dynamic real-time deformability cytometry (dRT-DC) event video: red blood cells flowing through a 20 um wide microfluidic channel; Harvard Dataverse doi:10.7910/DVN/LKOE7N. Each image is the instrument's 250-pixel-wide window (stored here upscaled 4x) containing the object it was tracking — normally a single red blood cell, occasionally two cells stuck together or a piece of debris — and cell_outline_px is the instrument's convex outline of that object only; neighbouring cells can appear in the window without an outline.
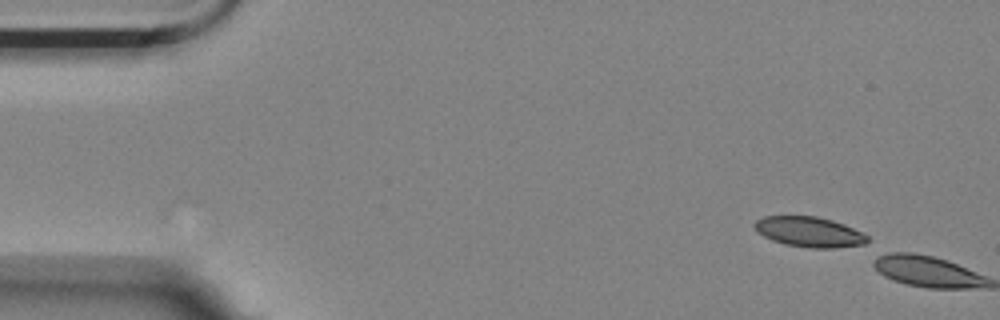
{"species": "Egyptian fruit bat (a non-hibernating species)", "species_latin": "Rousettus aegyptiacus", "temperature_condition": "room temperature", "stored_images_in_passage": 2, "camera_frame_rate_fps": 3000, "um_per_image_px": 0.085, "animal": {"sex": "female"}, "frame": {"image": 1, "passage_image": 1, "time_ms": 0.0, "image_size_px": [1000, 320], "cell_outline_px": [[868, 248], [808, 248], [784, 244], [772, 240], [756, 232], [752, 224], [756, 220], [764, 216], [816, 216], [832, 220], [844, 224], [868, 236]], "centroid_in_image_um": [68.86, 19.75], "position_along_channel_um": 16.1, "area_um2": 20.52}}